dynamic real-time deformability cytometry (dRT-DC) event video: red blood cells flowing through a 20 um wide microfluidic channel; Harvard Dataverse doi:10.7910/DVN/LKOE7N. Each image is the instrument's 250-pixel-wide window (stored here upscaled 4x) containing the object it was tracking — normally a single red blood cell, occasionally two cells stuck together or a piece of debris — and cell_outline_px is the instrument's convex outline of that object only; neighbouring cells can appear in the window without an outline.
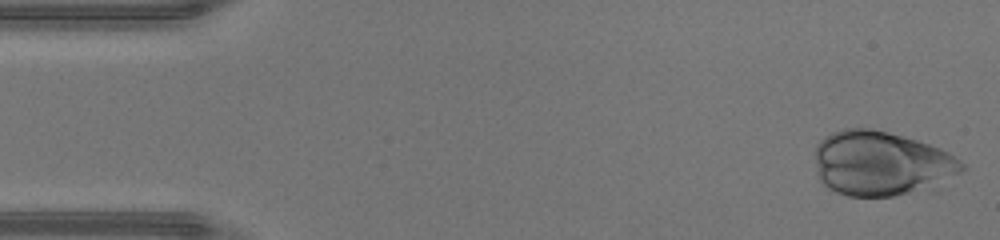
{"species": "human", "species_latin": "Homo sapiens", "temperature_condition": "warm", "stored_images_in_passage": 36, "camera_frame_rate_fps": 3000, "um_per_image_px": 0.085, "donor": {"sex": "male"}, "frame": {"image": 1, "passage_image": 1, "time_ms": 0.0, "image_size_px": [1000, 240], "cell_outline_px": [[964, 168], [960, 172], [908, 192], [892, 196], [848, 196], [836, 192], [828, 188], [816, 176], [816, 144], [824, 136], [832, 132], [844, 128], [872, 128], [888, 132], [916, 140], [940, 148], [948, 152], [960, 160], [964, 164]], "centroid_in_image_um": [74.78, 13.85], "position_along_channel_um": 10.2, "area_um2": 54.22}}
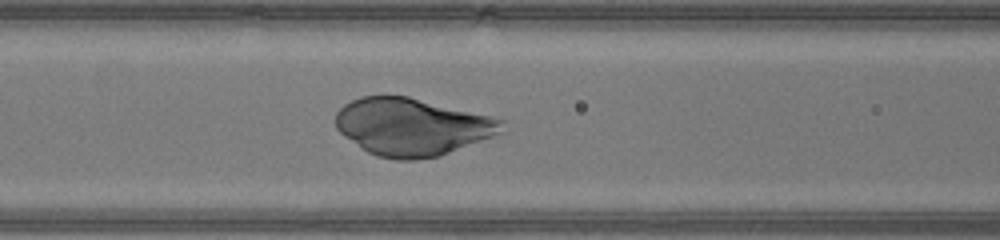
{"frame": {"image": 2, "passage_image": 18, "time_ms": 5.667, "image_size_px": [1000, 240], "cell_outline_px": [[504, 132], [448, 152], [436, 156], [412, 160], [396, 160], [376, 156], [368, 152], [344, 136], [336, 128], [336, 112], [344, 104], [360, 96], [408, 96], [492, 116], [504, 120]], "centroid_in_image_um": [35.01, 10.77], "position_along_channel_um": 131.6, "area_um2": 55.37}}
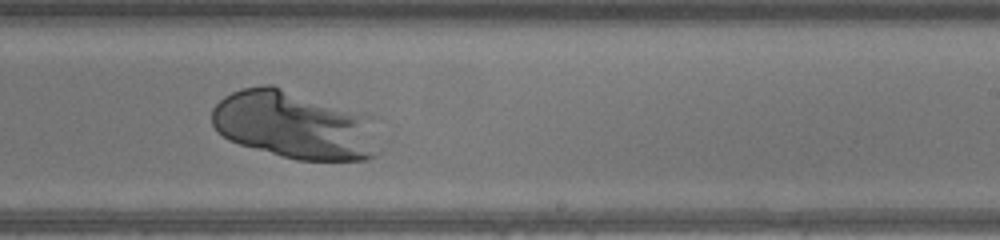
{"frame": {"image": 3, "passage_image": 27, "time_ms": 8.667, "image_size_px": [1000, 240], "cell_outline_px": [[380, 152], [376, 156], [368, 160], [296, 160], [240, 144], [228, 140], [216, 132], [212, 124], [212, 108], [224, 96], [232, 92], [244, 88], [264, 84], [272, 84], [376, 116]], "centroid_in_image_um": [25.12, 10.62], "position_along_channel_um": 263.9, "area_um2": 67.74}}